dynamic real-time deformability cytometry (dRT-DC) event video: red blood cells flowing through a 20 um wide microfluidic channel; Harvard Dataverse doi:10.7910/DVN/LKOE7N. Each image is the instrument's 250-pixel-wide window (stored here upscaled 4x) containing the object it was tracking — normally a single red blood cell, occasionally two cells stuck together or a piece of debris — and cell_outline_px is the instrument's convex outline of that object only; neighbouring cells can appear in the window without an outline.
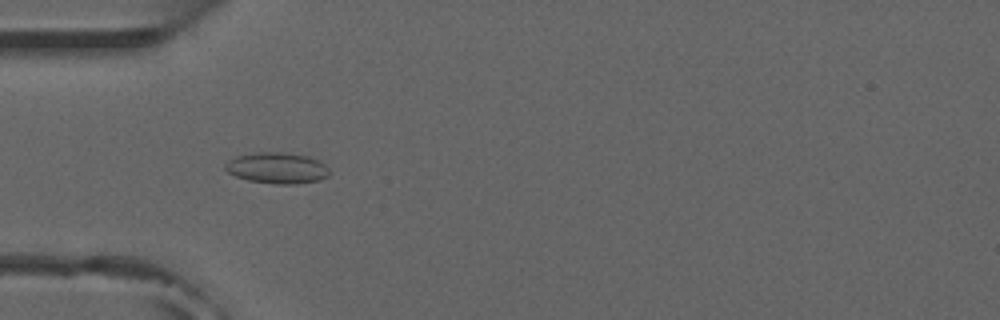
{"species": "common noctule bat (a hibernating species)", "species_latin": "Nyctalus noctula", "temperature_condition": "room temperature", "stored_images_in_passage": 51, "camera_frame_rate_fps": 3000, "um_per_image_px": 0.085, "animal": {"sex": "male", "forearm_length_mm": 52.5}, "frame": {"image": 1, "passage_image": 15, "time_ms": 4.667, "image_size_px": [1000, 320], "cell_outline_px": [[328, 176], [320, 180], [296, 184], [276, 184], [248, 180], [236, 176], [228, 172], [224, 168], [224, 164], [228, 160], [236, 156], [256, 152], [280, 152], [308, 156], [320, 160], [328, 168]], "centroid_in_image_um": [23.54, 14.28], "position_along_channel_um": 61.5, "area_um2": 18.9}}
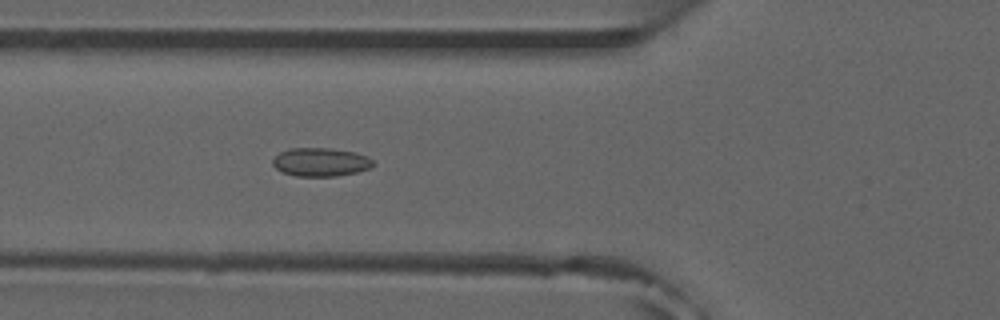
{"frame": {"image": 2, "passage_image": 18, "time_ms": 5.667, "image_size_px": [1000, 320], "cell_outline_px": [[376, 164], [368, 168], [356, 172], [336, 176], [296, 176], [280, 172], [272, 164], [272, 160], [280, 152], [288, 148], [328, 148], [356, 152], [368, 156]], "centroid_in_image_um": [27.24, 13.77], "position_along_channel_um": 98.6, "area_um2": 16.76}}
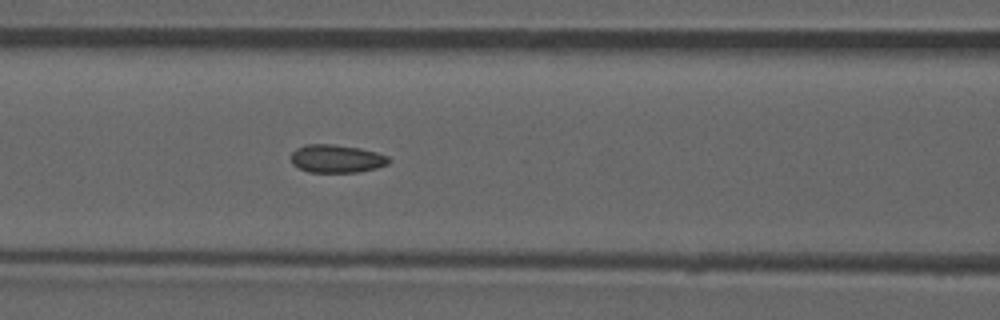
{"frame": {"image": 3, "passage_image": 21, "time_ms": 6.667, "image_size_px": [1000, 320], "cell_outline_px": [[392, 160], [388, 164], [376, 168], [360, 172], [308, 172], [292, 164], [292, 152], [296, 148], [304, 144], [332, 144], [360, 148], [376, 152], [388, 156]], "centroid_in_image_um": [28.62, 13.48], "position_along_channel_um": 138.0, "area_um2": 16.07}, "authors_computed_cell_mechanics": {"area_um2": 16.1262, "velocity_mm_per_s": 3.9233, "shape_relaxation_time_tau1_ms": null, "shape_relaxation_time_tau2_ms": 1.4828, "deformation_change_tau1": null, "deformation_change_tau2": 0.0719}}